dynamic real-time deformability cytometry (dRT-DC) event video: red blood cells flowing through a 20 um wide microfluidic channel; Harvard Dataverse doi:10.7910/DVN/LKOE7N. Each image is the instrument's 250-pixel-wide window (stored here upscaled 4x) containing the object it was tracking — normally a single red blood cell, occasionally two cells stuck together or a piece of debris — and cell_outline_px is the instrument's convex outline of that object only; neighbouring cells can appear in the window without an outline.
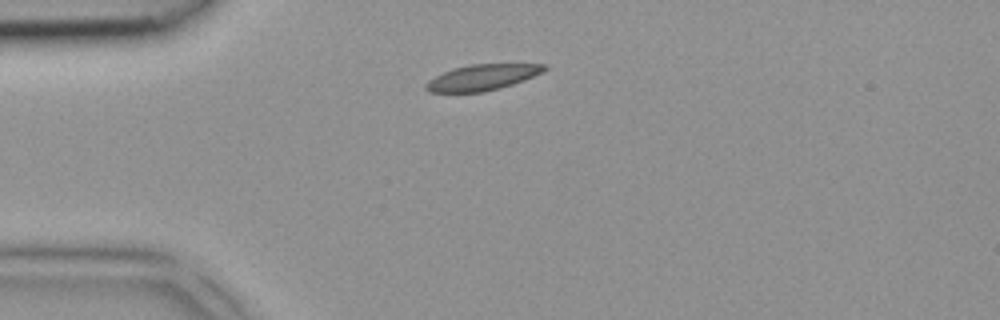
{"species": "common noctule bat (a hibernating species)", "species_latin": "Nyctalus noctula", "temperature_condition": "room temperature", "stored_images_in_passage": 1, "camera_frame_rate_fps": 3000, "um_per_image_px": 0.085, "animal": {"sex": "female", "body_mass_g": 18.4}, "frame": {"image": 1, "passage_image": 1, "time_ms": 0.0, "image_size_px": [1000, 320], "cell_outline_px": [[548, 68], [544, 72], [524, 80], [500, 88], [484, 92], [428, 92], [424, 88], [424, 84], [428, 80], [452, 68], [468, 64], [548, 64]], "centroid_in_image_um": [40.99, 6.57], "position_along_channel_um": 44.0, "area_um2": 17.98}}